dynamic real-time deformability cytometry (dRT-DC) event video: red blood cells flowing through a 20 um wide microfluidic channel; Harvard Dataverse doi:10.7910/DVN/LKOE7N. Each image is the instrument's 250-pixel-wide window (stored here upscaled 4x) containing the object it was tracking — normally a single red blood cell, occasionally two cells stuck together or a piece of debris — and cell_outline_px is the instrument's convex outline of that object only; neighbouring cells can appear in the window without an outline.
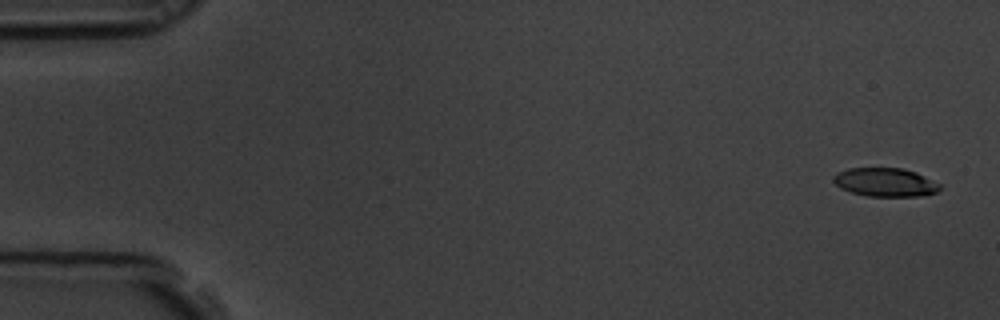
{"species": "common noctule bat (a hibernating species)", "species_latin": "Nyctalus noctula", "temperature_condition": "room temperature", "stored_images_in_passage": 5, "camera_frame_rate_fps": 3000, "um_per_image_px": 0.085, "animal": {"sex": "male", "body_mass_g": 19.5, "forearm_length_mm": 54.6}, "frame": {"image": 1, "passage_image": 1, "time_ms": 0.0, "image_size_px": [1000, 320], "cell_outline_px": [[940, 188], [936, 192], [924, 196], [868, 196], [852, 192], [840, 188], [832, 180], [832, 176], [836, 172], [848, 168], [904, 168], [916, 172], [940, 184]], "centroid_in_image_um": [75.22, 15.48], "position_along_channel_um": 9.8, "area_um2": 17.8}}
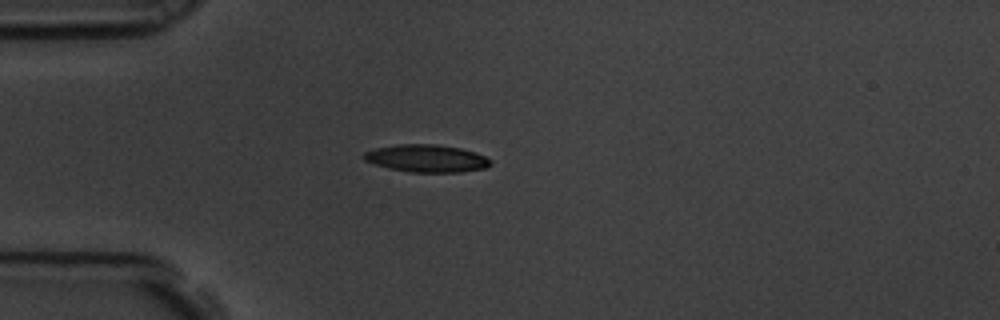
{"frame": {"image": 2, "passage_image": 5, "time_ms": 1.333, "image_size_px": [1000, 320], "cell_outline_px": [[492, 164], [484, 168], [460, 172], [412, 172], [388, 168], [364, 160], [360, 156], [364, 152], [376, 148], [396, 144], [436, 144], [460, 148], [476, 152], [492, 160]], "centroid_in_image_um": [36.25, 13.45], "position_along_channel_um": 48.8, "area_um2": 20.35}}